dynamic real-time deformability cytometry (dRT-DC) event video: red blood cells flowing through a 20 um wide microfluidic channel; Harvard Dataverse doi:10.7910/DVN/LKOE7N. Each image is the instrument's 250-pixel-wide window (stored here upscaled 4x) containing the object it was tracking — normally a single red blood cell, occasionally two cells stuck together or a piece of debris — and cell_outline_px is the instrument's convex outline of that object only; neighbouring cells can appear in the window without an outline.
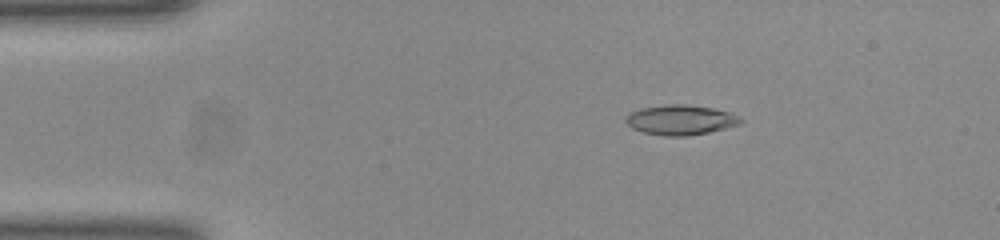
{"species": "common noctule bat (a hibernating species)", "species_latin": "Nyctalus noctula", "temperature_condition": "room temperature", "stored_images_in_passage": 45, "camera_frame_rate_fps": 3000, "um_per_image_px": 0.085, "animal": {"sex": "female", "body_mass_g": 23.0, "forearm_length_mm": 53.4}, "frame": {"image": 1, "passage_image": 2, "time_ms": 0.333, "image_size_px": [1000, 240], "cell_outline_px": [[744, 120], [740, 124], [708, 132], [684, 136], [664, 136], [644, 132], [632, 128], [624, 120], [632, 112], [640, 108], [668, 104], [684, 104], [712, 108], [728, 112], [740, 116]], "centroid_in_image_um": [57.86, 10.19], "position_along_channel_um": 27.1, "area_um2": 19.83}}
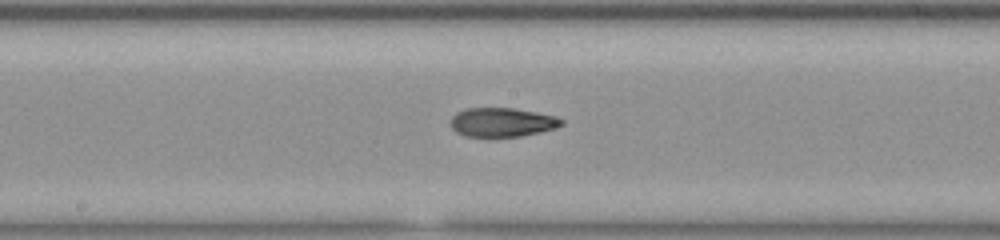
{"frame": {"image": 2, "passage_image": 20, "time_ms": 6.333, "image_size_px": [1000, 240], "cell_outline_px": [[564, 124], [556, 128], [540, 132], [520, 136], [488, 140], [464, 136], [456, 132], [452, 128], [452, 116], [456, 112], [464, 108], [512, 108], [536, 112], [556, 116], [564, 120]], "centroid_in_image_um": [42.65, 10.44], "position_along_channel_um": 205.5, "area_um2": 19.54}}
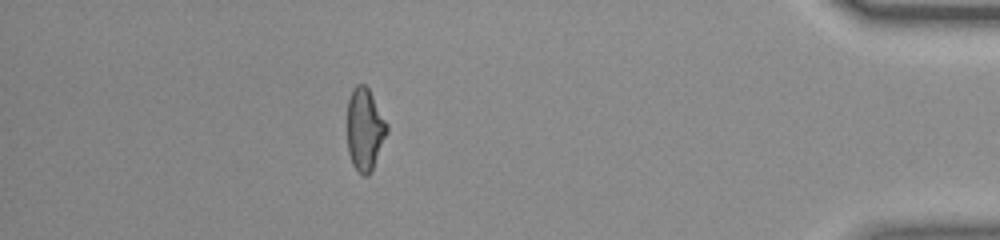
{"frame": {"image": 3, "passage_image": 39, "time_ms": 12.667, "image_size_px": [1000, 240], "cell_outline_px": [[388, 132], [372, 172], [368, 176], [364, 176], [352, 164], [348, 152], [348, 100], [352, 88], [356, 84], [364, 84], [368, 88], [388, 124]], "centroid_in_image_um": [31.02, 11.01], "position_along_channel_um": 404.2, "area_um2": 19.13}, "authors_computed_cell_mechanics": {"area_um2": 19.3052, "velocity_mm_per_s": 3.9349, "shape_relaxation_time_tau1_ms": 8.6959, "shape_relaxation_time_tau2_ms": 2.781, "deformation_change_tau1": 0.2579, "deformation_change_tau2": 0.1005}}